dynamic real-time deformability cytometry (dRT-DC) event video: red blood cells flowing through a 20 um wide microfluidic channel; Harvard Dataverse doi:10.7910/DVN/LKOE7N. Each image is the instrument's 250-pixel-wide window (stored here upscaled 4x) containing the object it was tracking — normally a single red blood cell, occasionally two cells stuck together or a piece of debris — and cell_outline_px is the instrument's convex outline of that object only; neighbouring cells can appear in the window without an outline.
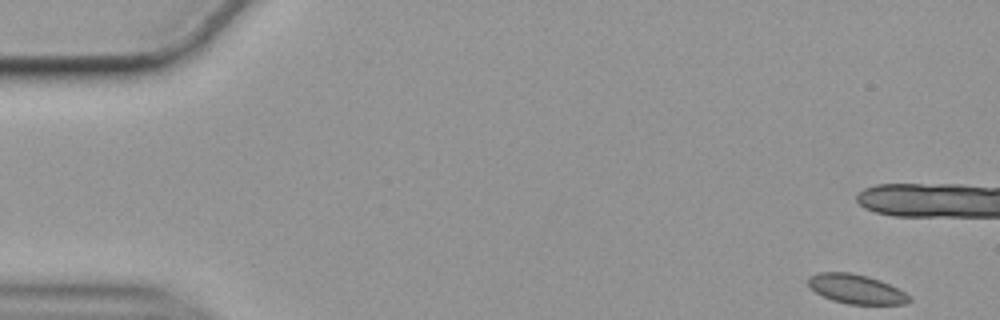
{"species": "common noctule bat (a hibernating species)", "species_latin": "Nyctalus noctula", "temperature_condition": "cold", "stored_images_in_passage": 56, "camera_frame_rate_fps": 3000, "um_per_image_px": 0.085, "animal": {"sex": "female", "body_mass_g": 19.9}, "frame": {"image": 1, "passage_image": 1, "time_ms": 0.0, "image_size_px": [1000, 320], "cell_outline_px": [[912, 300], [908, 304], [848, 304], [832, 300], [816, 292], [808, 284], [808, 276], [820, 272], [852, 272], [868, 276], [880, 280], [904, 292]], "centroid_in_image_um": [72.77, 24.56], "position_along_channel_um": 12.2, "area_um2": 17.17}}